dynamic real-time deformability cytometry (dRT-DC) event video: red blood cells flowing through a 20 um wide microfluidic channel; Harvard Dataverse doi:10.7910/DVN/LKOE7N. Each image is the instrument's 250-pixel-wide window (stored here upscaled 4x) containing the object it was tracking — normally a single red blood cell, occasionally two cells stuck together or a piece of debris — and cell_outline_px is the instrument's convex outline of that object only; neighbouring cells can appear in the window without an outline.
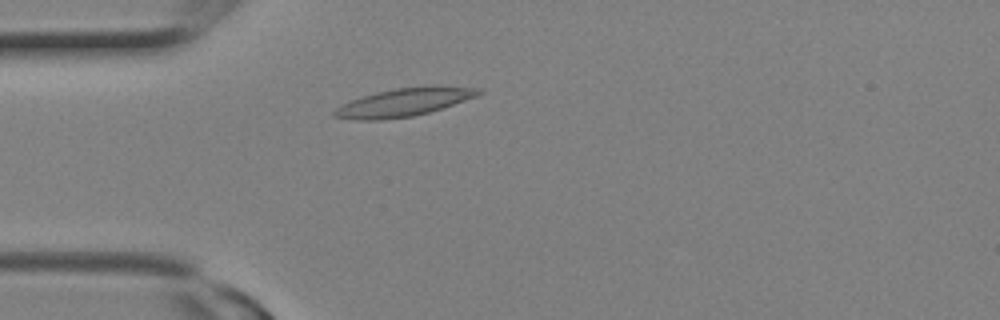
{"species": "Egyptian fruit bat (a non-hibernating species)", "species_latin": "Rousettus aegyptiacus", "temperature_condition": "room temperature", "stored_images_in_passage": 7, "camera_frame_rate_fps": 3000, "um_per_image_px": 0.085, "animal": {"sex": "female"}, "frame": {"image": 1, "passage_image": 5, "time_ms": 1.333, "image_size_px": [1000, 320], "cell_outline_px": [[484, 92], [476, 96], [428, 112], [412, 116], [380, 120], [360, 120], [332, 116], [332, 112], [336, 108], [352, 100], [376, 92], [396, 88], [432, 84], [480, 88]], "centroid_in_image_um": [34.37, 8.66], "position_along_channel_um": 50.6, "area_um2": 23.52}}
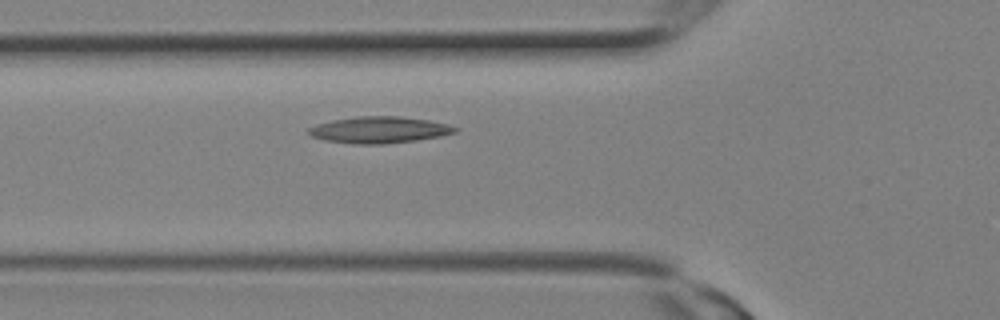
{"frame": {"image": 2, "passage_image": 7, "time_ms": 2.0, "image_size_px": [1000, 320], "cell_outline_px": [[460, 128], [456, 132], [440, 136], [416, 140], [384, 144], [356, 144], [324, 140], [312, 136], [308, 132], [308, 128], [316, 124], [332, 120], [356, 116], [400, 116], [428, 120], [448, 124]], "centroid_in_image_um": [32.24, 11.03], "position_along_channel_um": 93.6, "area_um2": 22.66}}